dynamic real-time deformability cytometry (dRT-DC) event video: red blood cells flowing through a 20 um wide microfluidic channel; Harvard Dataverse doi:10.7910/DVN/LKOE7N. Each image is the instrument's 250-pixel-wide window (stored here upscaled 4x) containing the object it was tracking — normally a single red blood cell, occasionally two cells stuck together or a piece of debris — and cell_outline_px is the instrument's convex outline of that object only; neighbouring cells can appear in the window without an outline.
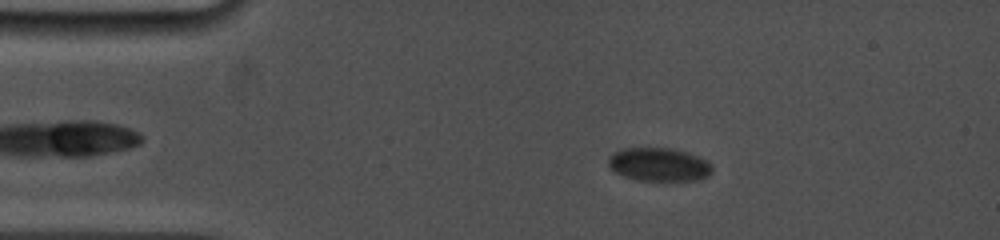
{"species": "common noctule bat (a hibernating species)", "species_latin": "Nyctalus noctula", "temperature_condition": "cold", "stored_images_in_passage": 20, "camera_frame_rate_fps": 5000, "um_per_image_px": 0.085, "animal": {"sex": "female", "body_mass_g": 19.0, "forearm_length_mm": 53.3}, "frame": {"image": 1, "passage_image": 9, "time_ms": 2.8, "image_size_px": [1000, 240], "cell_outline_px": [[712, 172], [708, 176], [696, 180], [636, 180], [624, 176], [616, 172], [608, 164], [608, 156], [612, 152], [624, 148], [668, 148], [688, 152], [708, 160], [712, 164]], "centroid_in_image_um": [56.02, 13.97], "position_along_channel_um": 29.0, "area_um2": 20.29}}
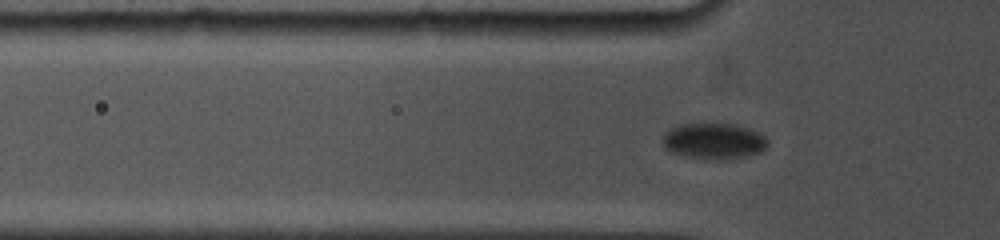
{"frame": {"image": 2, "passage_image": 17, "time_ms": 5.4, "image_size_px": [1000, 240], "cell_outline_px": [[768, 144], [760, 152], [744, 156], [720, 160], [704, 160], [684, 156], [672, 152], [664, 148], [664, 132], [680, 124], [732, 124], [748, 128], [764, 136], [768, 140]], "centroid_in_image_um": [60.65, 12.01], "position_along_channel_um": 65.1, "area_um2": 21.91}}
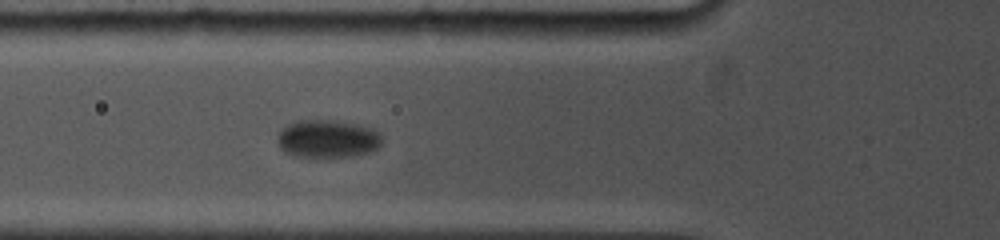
{"frame": {"image": 3, "passage_image": 20, "time_ms": 6.4, "image_size_px": [1000, 240], "cell_outline_px": [[380, 144], [376, 148], [368, 152], [352, 156], [292, 156], [284, 152], [280, 148], [276, 140], [276, 136], [280, 128], [296, 120], [336, 120], [356, 124], [372, 128], [380, 132]], "centroid_in_image_um": [27.77, 11.78], "position_along_channel_um": 98.0, "area_um2": 23.18}}